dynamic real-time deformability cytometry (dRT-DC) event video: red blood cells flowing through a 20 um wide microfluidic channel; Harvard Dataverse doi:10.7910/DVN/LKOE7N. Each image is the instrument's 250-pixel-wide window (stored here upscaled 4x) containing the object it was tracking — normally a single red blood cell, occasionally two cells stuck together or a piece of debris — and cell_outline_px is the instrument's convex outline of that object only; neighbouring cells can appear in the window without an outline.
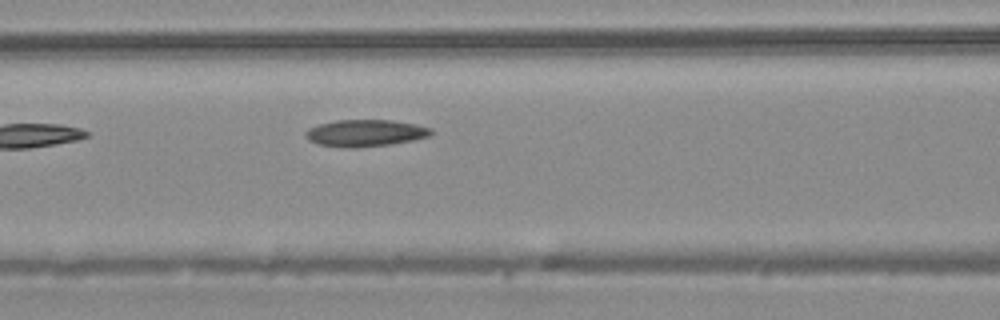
{"species": "common noctule bat (a hibernating species)", "species_latin": "Nyctalus noctula", "temperature_condition": "warm", "stored_images_in_passage": 5, "camera_frame_rate_fps": 3000, "um_per_image_px": 0.085, "animal": {"sex": "male", "body_mass_g": 20.4}, "frame": {"image": 1, "passage_image": 5, "time_ms": 1.333, "image_size_px": [1000, 320], "cell_outline_px": [[432, 132], [428, 136], [412, 140], [388, 144], [356, 148], [340, 148], [320, 144], [308, 140], [304, 136], [304, 132], [308, 128], [320, 124], [336, 120], [392, 120], [416, 124], [432, 128]], "centroid_in_image_um": [31.01, 11.31], "position_along_channel_um": 135.6, "area_um2": 19.65}}